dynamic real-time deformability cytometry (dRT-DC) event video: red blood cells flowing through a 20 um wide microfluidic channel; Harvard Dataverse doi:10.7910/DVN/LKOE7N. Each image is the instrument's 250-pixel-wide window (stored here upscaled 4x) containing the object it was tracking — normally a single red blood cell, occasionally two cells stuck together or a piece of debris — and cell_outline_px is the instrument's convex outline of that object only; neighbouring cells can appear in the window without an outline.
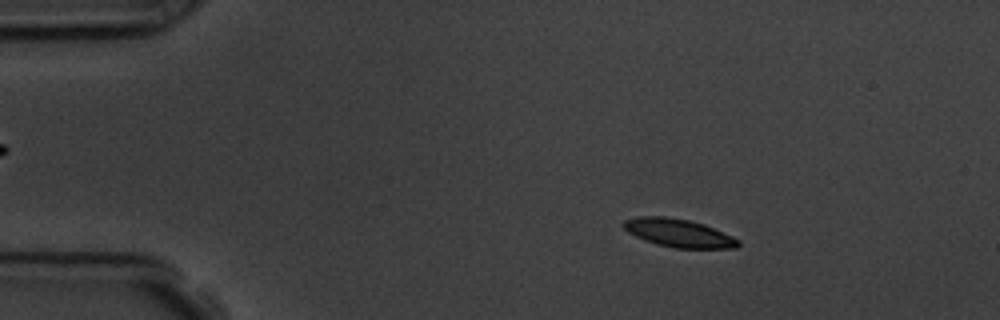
{"species": "common noctule bat (a hibernating species)", "species_latin": "Nyctalus noctula", "temperature_condition": "room temperature", "stored_images_in_passage": 57, "camera_frame_rate_fps": 3000, "um_per_image_px": 0.085, "animal": {"sex": "male", "body_mass_g": 19.5, "forearm_length_mm": 54.6}, "frame": {"image": 1, "passage_image": 9, "time_ms": 2.667, "image_size_px": [1000, 320], "cell_outline_px": [[740, 244], [736, 248], [672, 248], [656, 244], [636, 236], [628, 232], [620, 224], [624, 220], [640, 216], [668, 216], [688, 220], [704, 224], [732, 236], [740, 240]], "centroid_in_image_um": [57.67, 19.8], "position_along_channel_um": 27.3, "area_um2": 18.84}}
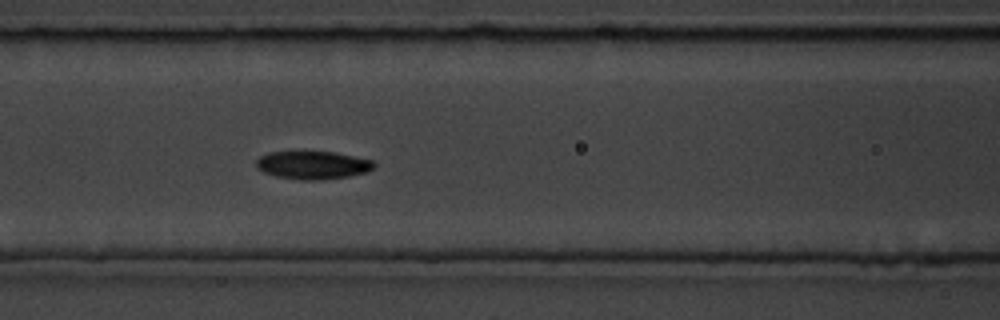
{"frame": {"image": 2, "passage_image": 24, "time_ms": 7.667, "image_size_px": [1000, 320], "cell_outline_px": [[376, 164], [368, 172], [348, 176], [320, 180], [300, 180], [276, 176], [264, 172], [256, 168], [256, 160], [260, 156], [268, 152], [332, 152], [372, 160]], "centroid_in_image_um": [26.56, 14.04], "position_along_channel_um": 140.0, "area_um2": 19.13}}
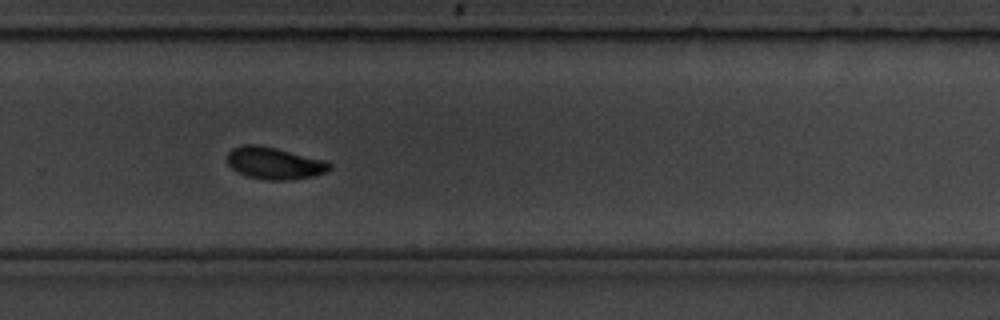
{"frame": {"image": 3, "passage_image": 38, "time_ms": 12.333, "image_size_px": [1000, 320], "cell_outline_px": [[332, 168], [324, 172], [312, 176], [292, 180], [264, 180], [248, 176], [236, 172], [228, 164], [228, 152], [232, 148], [244, 144], [256, 144], [276, 148], [328, 160], [332, 164]], "centroid_in_image_um": [23.34, 13.87], "position_along_channel_um": 306.5, "area_um2": 19.31}, "authors_computed_cell_mechanics": {"area_um2": 18.9584, "velocity_mm_per_s": 3.578, "shape_relaxation_time_tau1_ms": 4.4066, "shape_relaxation_time_tau2_ms": 4.4422, "deformation_change_tau1": 0.1385, "deformation_change_tau2": 0.0751}}